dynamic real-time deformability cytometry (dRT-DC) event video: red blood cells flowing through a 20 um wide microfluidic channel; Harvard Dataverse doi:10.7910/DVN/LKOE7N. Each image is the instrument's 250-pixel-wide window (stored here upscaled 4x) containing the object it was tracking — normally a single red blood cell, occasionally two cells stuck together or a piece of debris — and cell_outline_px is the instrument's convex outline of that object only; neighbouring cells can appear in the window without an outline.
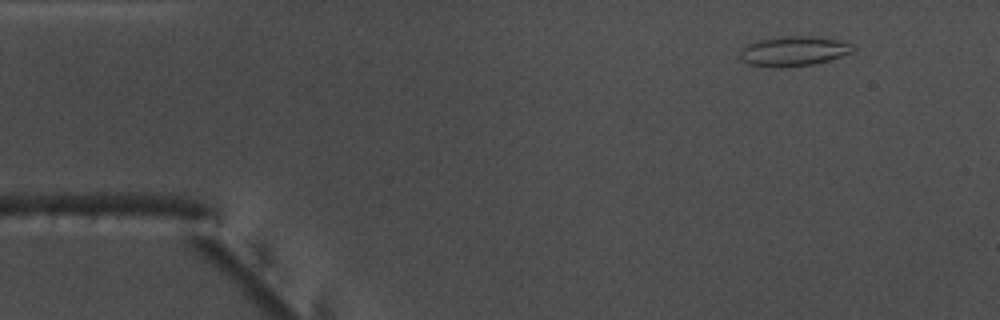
{"species": "common noctule bat (a hibernating species)", "species_latin": "Nyctalus noctula", "temperature_condition": "warm", "stored_images_in_passage": 50, "camera_frame_rate_fps": 3000, "um_per_image_px": 0.085, "animal": {"sex": "male", "body_mass_g": 17.5, "forearm_length_mm": 52.3}, "frame": {"image": 1, "passage_image": 2, "time_ms": 0.333, "image_size_px": [1000, 320], "cell_outline_px": [[856, 48], [852, 52], [828, 60], [812, 64], [780, 68], [748, 64], [740, 56], [740, 52], [748, 44], [760, 40], [780, 36], [820, 36], [840, 40], [852, 44]], "centroid_in_image_um": [67.5, 4.33], "position_along_channel_um": 17.5, "area_um2": 19.54}}
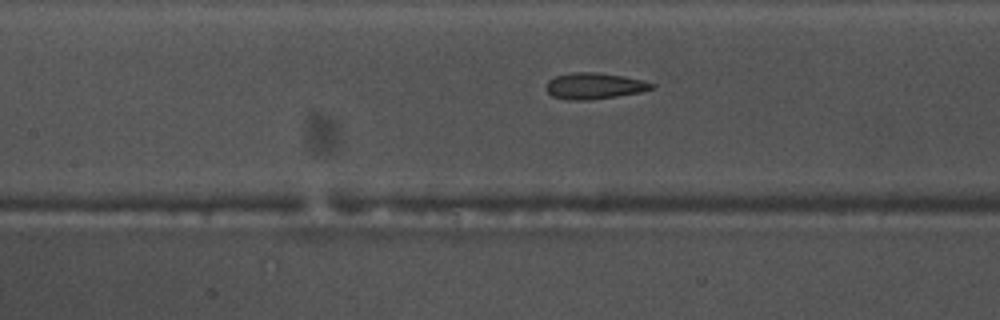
{"frame": {"image": 2, "passage_image": 20, "time_ms": 6.333, "image_size_px": [1000, 320], "cell_outline_px": [[656, 88], [640, 92], [616, 96], [588, 100], [568, 100], [552, 96], [544, 88], [548, 80], [556, 76], [572, 72], [600, 72], [644, 80], [656, 84]], "centroid_in_image_um": [50.52, 7.3], "position_along_channel_um": 156.9, "area_um2": 16.3}}
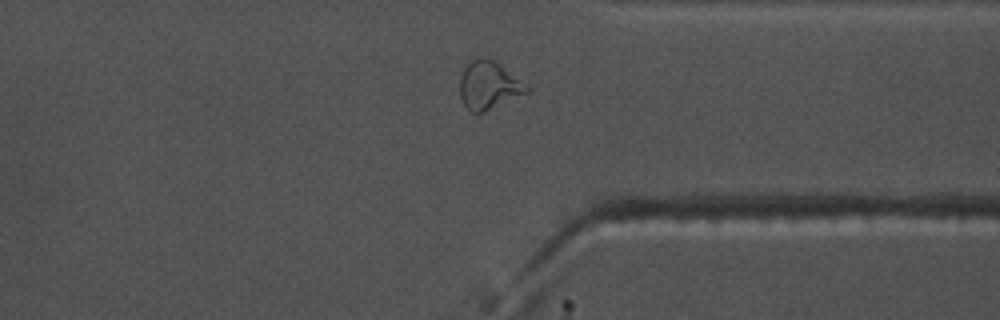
{"frame": {"image": 3, "passage_image": 37, "time_ms": 12.0, "image_size_px": [1000, 320], "cell_outline_px": [[532, 88], [528, 92], [484, 112], [472, 112], [464, 104], [460, 96], [460, 76], [464, 68], [472, 60], [480, 56], [492, 60]], "centroid_in_image_um": [41.53, 7.26], "position_along_channel_um": 369.9, "area_um2": 18.32}, "authors_computed_cell_mechanics": {"area_um2": 16.762, "velocity_mm_per_s": 3.8088, "shape_relaxation_time_tau1_ms": 9.2828, "shape_relaxation_time_tau2_ms": 1.7145, "deformation_change_tau1": 0.2401, "deformation_change_tau2": 0.0816}}